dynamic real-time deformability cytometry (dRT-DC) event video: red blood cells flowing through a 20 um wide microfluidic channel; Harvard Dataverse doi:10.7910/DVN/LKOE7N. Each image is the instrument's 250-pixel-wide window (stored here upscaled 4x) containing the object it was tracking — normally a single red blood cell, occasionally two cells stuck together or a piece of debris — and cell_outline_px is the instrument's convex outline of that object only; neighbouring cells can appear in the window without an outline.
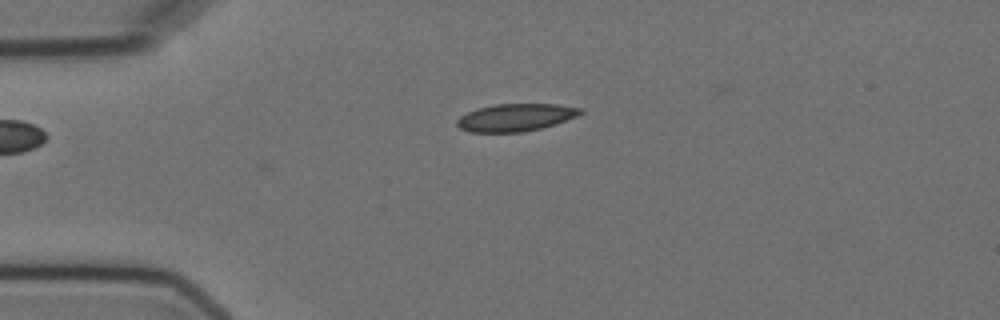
{"species": "Egyptian fruit bat (a non-hibernating species)", "species_latin": "Rousettus aegyptiacus", "temperature_condition": "cold", "stored_images_in_passage": 2, "camera_frame_rate_fps": 3000, "um_per_image_px": 0.085, "animal": {"sex": "female"}, "frame": {"image": 1, "passage_image": 1, "time_ms": 0.0, "image_size_px": [1000, 320], "cell_outline_px": [[584, 112], [576, 116], [556, 124], [524, 132], [468, 132], [460, 128], [456, 124], [456, 120], [460, 116], [476, 108], [496, 104], [560, 104], [580, 108]], "centroid_in_image_um": [43.81, 9.98], "position_along_channel_um": 41.2, "area_um2": 19.83}}